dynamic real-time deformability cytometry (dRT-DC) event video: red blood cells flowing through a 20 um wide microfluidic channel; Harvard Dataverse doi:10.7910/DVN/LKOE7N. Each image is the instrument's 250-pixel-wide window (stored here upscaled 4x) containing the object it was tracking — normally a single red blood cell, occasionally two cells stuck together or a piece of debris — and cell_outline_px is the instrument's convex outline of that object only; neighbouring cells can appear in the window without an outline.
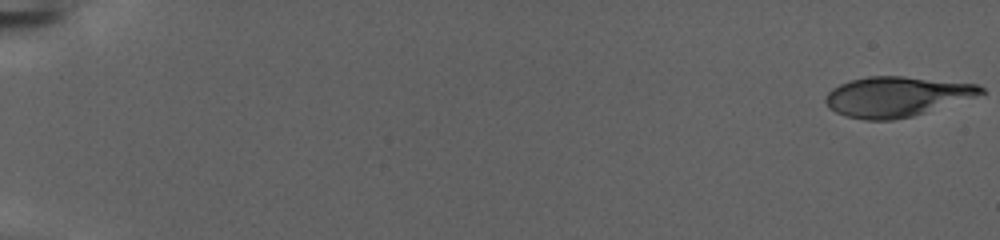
{"species": "human", "species_latin": "Homo sapiens", "temperature_condition": "warm", "stored_images_in_passage": 153, "camera_frame_rate_fps": 3000, "um_per_image_px": 0.085, "donor": {"sex": "female"}, "frame": {"image": 1, "passage_image": 1, "time_ms": 0.0, "image_size_px": [1000, 240], "cell_outline_px": [[984, 92], [912, 116], [892, 120], [868, 120], [848, 116], [836, 112], [824, 100], [828, 92], [832, 88], [840, 84], [852, 80], [868, 76], [904, 76], [976, 84], [984, 88]], "centroid_in_image_um": [76.14, 8.19], "position_along_channel_um": 8.9, "area_um2": 35.26}}
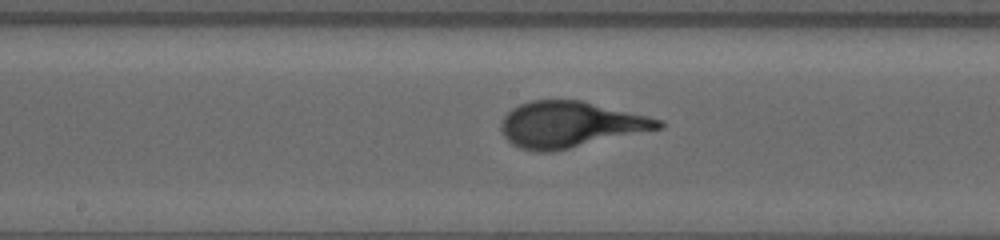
{"frame": {"image": 2, "passage_image": 86, "time_ms": 28.333, "image_size_px": [1000, 240], "cell_outline_px": [[664, 124], [660, 128], [552, 152], [536, 152], [520, 148], [512, 144], [504, 136], [500, 128], [500, 124], [504, 116], [512, 108], [520, 104], [532, 100], [580, 100], [664, 120]], "centroid_in_image_um": [48.42, 10.58], "position_along_channel_um": 199.8, "area_um2": 41.79}}
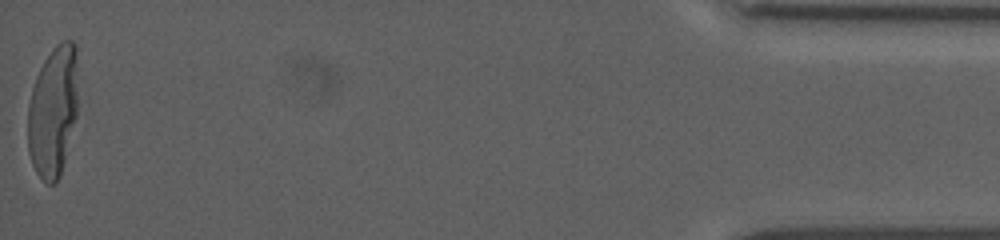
{"frame": {"image": 3, "passage_image": 153, "time_ms": 50.667, "image_size_px": [1000, 240], "cell_outline_px": [[76, 116], [60, 176], [56, 184], [48, 184], [36, 172], [32, 164], [28, 152], [28, 104], [32, 88], [36, 76], [44, 60], [52, 48], [60, 40], [72, 40], [76, 44]], "centroid_in_image_um": [4.49, 9.44], "position_along_channel_um": 430.7, "area_um2": 38.15}}